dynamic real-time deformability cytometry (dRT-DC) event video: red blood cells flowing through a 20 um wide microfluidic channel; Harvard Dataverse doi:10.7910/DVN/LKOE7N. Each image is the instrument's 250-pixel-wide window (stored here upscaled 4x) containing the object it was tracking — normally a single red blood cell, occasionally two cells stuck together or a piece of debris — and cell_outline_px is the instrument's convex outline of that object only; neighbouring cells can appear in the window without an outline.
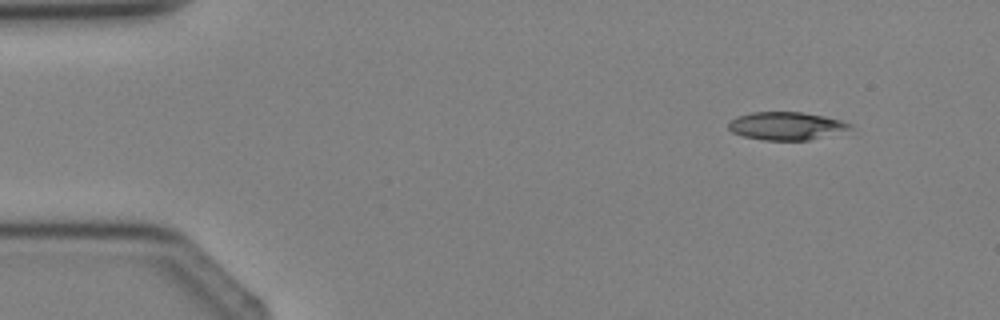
{"species": "Egyptian fruit bat (a non-hibernating species)", "species_latin": "Rousettus aegyptiacus", "temperature_condition": "cold", "stored_images_in_passage": 3, "camera_frame_rate_fps": 3000, "um_per_image_px": 0.085, "animal": {"sex": "female"}, "frame": {"image": 1, "passage_image": 1, "time_ms": 0.0, "image_size_px": [1000, 320], "cell_outline_px": [[852, 128], [808, 140], [764, 140], [744, 136], [732, 132], [728, 128], [728, 124], [736, 116], [752, 112], [804, 112], [824, 116], [840, 120], [852, 124]], "centroid_in_image_um": [66.79, 10.69], "position_along_channel_um": 18.2, "area_um2": 19.54}}
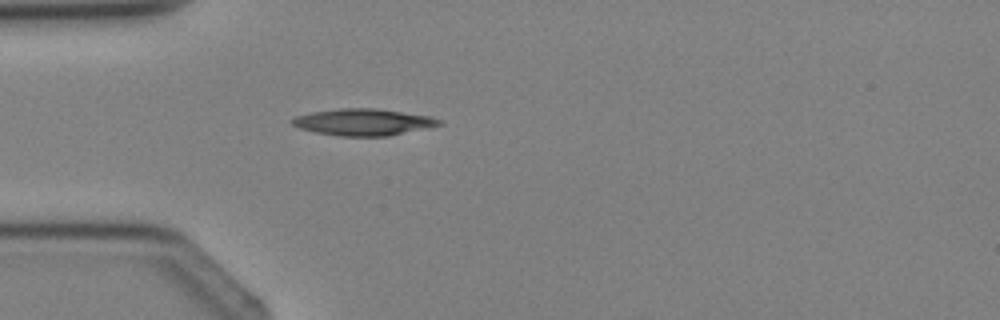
{"frame": {"image": 2, "passage_image": 3, "time_ms": 2.333, "image_size_px": [1000, 320], "cell_outline_px": [[444, 124], [428, 128], [388, 136], [340, 136], [316, 132], [300, 128], [292, 124], [288, 120], [296, 116], [312, 112], [340, 108], [376, 108], [432, 116], [440, 120]], "centroid_in_image_um": [30.91, 10.37], "position_along_channel_um": 54.1, "area_um2": 22.95}}